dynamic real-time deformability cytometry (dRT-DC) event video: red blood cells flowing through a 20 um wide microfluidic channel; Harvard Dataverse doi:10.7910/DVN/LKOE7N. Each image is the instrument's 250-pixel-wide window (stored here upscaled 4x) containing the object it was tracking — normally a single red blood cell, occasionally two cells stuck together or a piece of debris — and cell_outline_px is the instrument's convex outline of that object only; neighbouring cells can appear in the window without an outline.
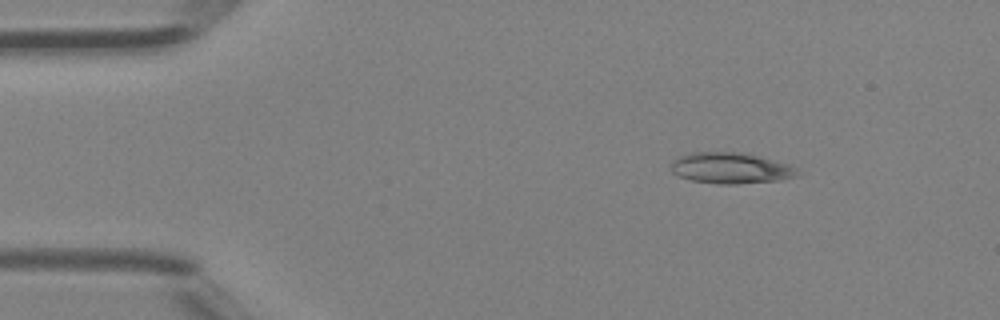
{"species": "Egyptian fruit bat (a non-hibernating species)", "species_latin": "Rousettus aegyptiacus", "temperature_condition": "room temperature", "stored_images_in_passage": 4, "camera_frame_rate_fps": 3000, "um_per_image_px": 0.085, "animal": {"sex": "female"}, "frame": {"image": 1, "passage_image": 2, "time_ms": 0.333, "image_size_px": [1000, 320], "cell_outline_px": [[804, 172], [800, 176], [780, 180], [736, 184], [716, 184], [692, 180], [680, 176], [672, 172], [672, 160], [680, 156], [692, 152], [744, 152], [760, 156], [788, 164]], "centroid_in_image_um": [62.18, 14.29], "position_along_channel_um": 22.8, "area_um2": 23.06}}
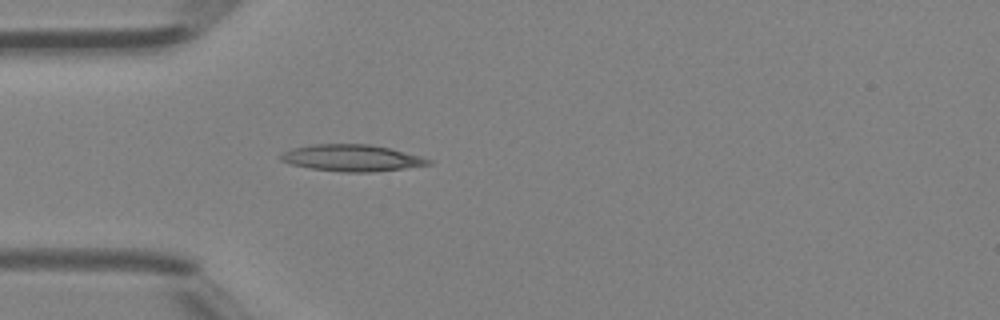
{"frame": {"image": 2, "passage_image": 4, "time_ms": 1.0, "image_size_px": [1000, 320], "cell_outline_px": [[432, 164], [404, 168], [372, 172], [344, 172], [312, 168], [292, 164], [280, 160], [280, 156], [284, 152], [292, 148], [312, 144], [368, 144], [392, 148], [424, 156], [432, 160]], "centroid_in_image_um": [29.97, 13.41], "position_along_channel_um": 55.0, "area_um2": 22.95}}